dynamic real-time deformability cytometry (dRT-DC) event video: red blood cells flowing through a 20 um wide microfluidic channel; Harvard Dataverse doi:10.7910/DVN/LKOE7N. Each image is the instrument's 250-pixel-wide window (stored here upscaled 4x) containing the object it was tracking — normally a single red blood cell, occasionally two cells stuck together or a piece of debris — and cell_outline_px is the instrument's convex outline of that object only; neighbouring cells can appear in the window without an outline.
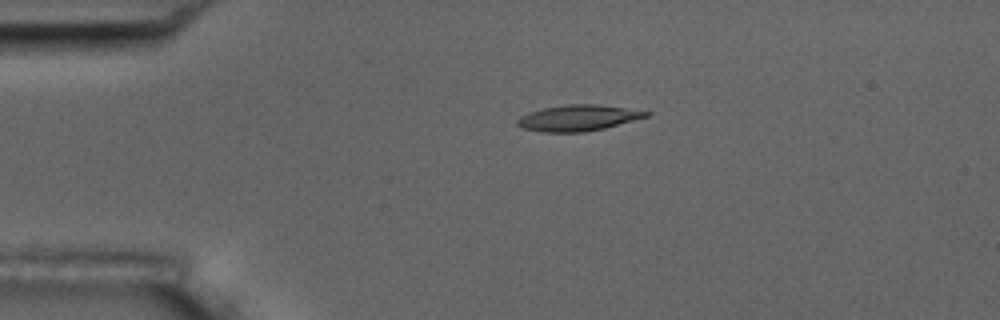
{"species": "common noctule bat (a hibernating species)", "species_latin": "Nyctalus noctula", "temperature_condition": "room temperature", "stored_images_in_passage": 5, "camera_frame_rate_fps": 3000, "um_per_image_px": 0.085, "animal": {"sex": "male", "body_mass_g": 17.5, "forearm_length_mm": 52.3}, "frame": {"image": 1, "passage_image": 4, "time_ms": 3.667, "image_size_px": [1000, 320], "cell_outline_px": [[652, 112], [648, 116], [604, 128], [584, 132], [544, 132], [520, 128], [516, 124], [516, 120], [520, 116], [544, 108], [564, 104], [596, 104]], "centroid_in_image_um": [49.1, 10.03], "position_along_channel_um": 35.9, "area_um2": 19.31}}